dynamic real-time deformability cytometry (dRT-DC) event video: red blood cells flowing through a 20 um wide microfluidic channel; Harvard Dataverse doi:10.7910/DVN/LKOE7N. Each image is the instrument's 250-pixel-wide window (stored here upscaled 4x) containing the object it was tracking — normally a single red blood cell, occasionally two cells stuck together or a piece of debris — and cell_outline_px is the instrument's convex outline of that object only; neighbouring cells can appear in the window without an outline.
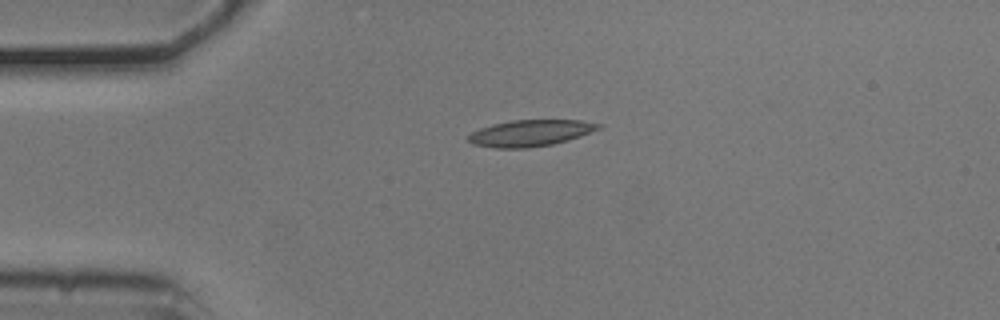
{"species": "common noctule bat (a hibernating species)", "species_latin": "Nyctalus noctula", "temperature_condition": "cold", "stored_images_in_passage": 36, "camera_frame_rate_fps": 3000, "um_per_image_px": 0.085, "animal": {"sex": "male", "body_mass_g": 20.5, "forearm_length_mm": 52.5}, "frame": {"image": 1, "passage_image": 1, "time_ms": 0.0, "image_size_px": [1000, 320], "cell_outline_px": [[604, 124], [600, 128], [580, 136], [568, 140], [552, 144], [528, 148], [496, 148], [472, 144], [468, 140], [468, 136], [472, 132], [480, 128], [492, 124], [512, 120], [580, 120]], "centroid_in_image_um": [45.08, 11.31], "position_along_channel_um": 39.9, "area_um2": 20.0}}
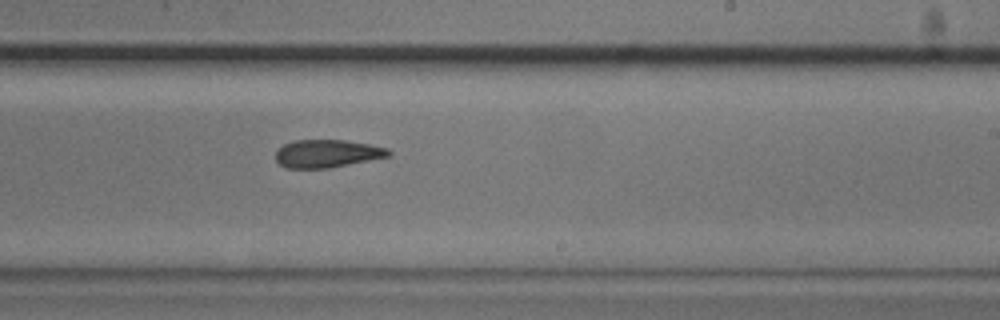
{"frame": {"image": 2, "passage_image": 21, "time_ms": 6.667, "image_size_px": [1000, 320], "cell_outline_px": [[392, 156], [328, 168], [284, 168], [276, 160], [276, 152], [284, 144], [292, 140], [344, 140], [368, 144], [388, 148], [392, 152]], "centroid_in_image_um": [27.82, 13.05], "position_along_channel_um": 261.2, "area_um2": 18.38}}
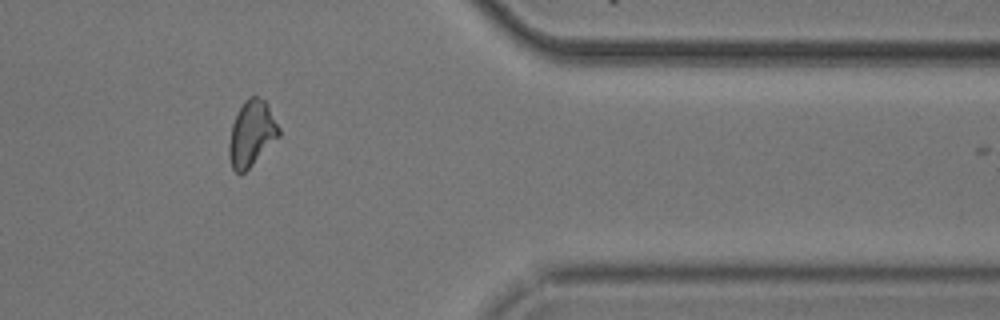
{"frame": {"image": 3, "passage_image": 33, "time_ms": 10.667, "image_size_px": [1000, 320], "cell_outline_px": [[280, 136], [244, 172], [236, 172], [232, 168], [228, 156], [228, 144], [232, 124], [244, 100], [248, 96], [256, 96], [264, 100], [268, 104], [280, 128]], "centroid_in_image_um": [21.39, 11.33], "position_along_channel_um": 390.0, "area_um2": 18.96}}